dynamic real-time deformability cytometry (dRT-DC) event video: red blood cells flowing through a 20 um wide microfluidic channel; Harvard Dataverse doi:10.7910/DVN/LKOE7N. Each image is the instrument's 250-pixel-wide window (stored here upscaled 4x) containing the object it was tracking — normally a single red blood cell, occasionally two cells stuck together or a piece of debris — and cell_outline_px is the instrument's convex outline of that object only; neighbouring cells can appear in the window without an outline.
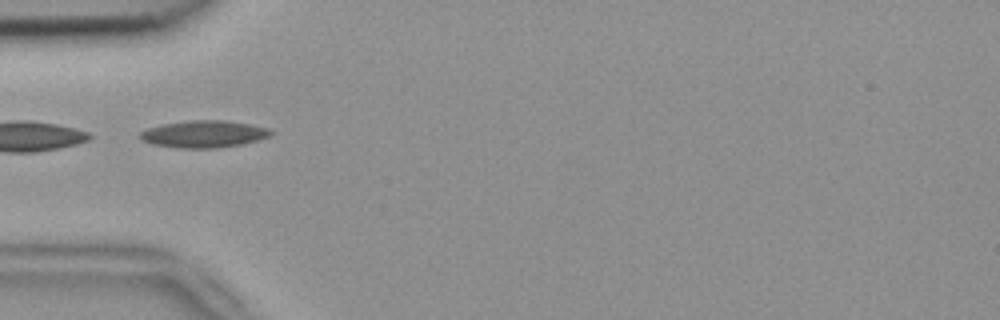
{"species": "common noctule bat (a hibernating species)", "species_latin": "Nyctalus noctula", "temperature_condition": "room temperature", "stored_images_in_passage": 36, "camera_frame_rate_fps": 3000, "um_per_image_px": 0.085, "animal": {"sex": "female", "body_mass_g": 18.4}, "frame": {"image": 1, "passage_image": 1, "time_ms": 0.0, "image_size_px": [1000, 320], "cell_outline_px": [[272, 132], [268, 136], [260, 140], [240, 144], [216, 148], [176, 148], [152, 144], [140, 140], [136, 136], [140, 132], [148, 128], [164, 124], [188, 120], [224, 120], [248, 124], [268, 128]], "centroid_in_image_um": [17.26, 11.4], "position_along_channel_um": 67.7, "area_um2": 20.63}}
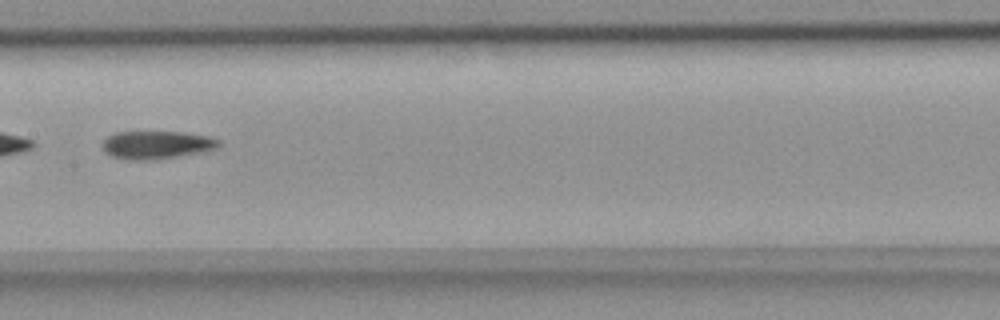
{"frame": {"image": 2, "passage_image": 11, "time_ms": 3.333, "image_size_px": [1000, 320], "cell_outline_px": [[220, 144], [216, 148], [200, 152], [152, 160], [124, 160], [112, 156], [104, 152], [100, 144], [108, 136], [116, 132], [180, 132], [208, 136], [220, 140]], "centroid_in_image_um": [13.25, 12.32], "position_along_channel_um": 194.2, "area_um2": 18.96}, "authors_computed_cell_mechanics": {"area_um2": 19.2474, "velocity_mm_per_s": 3.8146, "shape_relaxation_time_tau1_ms": null, "shape_relaxation_time_tau2_ms": 10.9137, "deformation_change_tau1": null, "deformation_change_tau2": 0.2305}}